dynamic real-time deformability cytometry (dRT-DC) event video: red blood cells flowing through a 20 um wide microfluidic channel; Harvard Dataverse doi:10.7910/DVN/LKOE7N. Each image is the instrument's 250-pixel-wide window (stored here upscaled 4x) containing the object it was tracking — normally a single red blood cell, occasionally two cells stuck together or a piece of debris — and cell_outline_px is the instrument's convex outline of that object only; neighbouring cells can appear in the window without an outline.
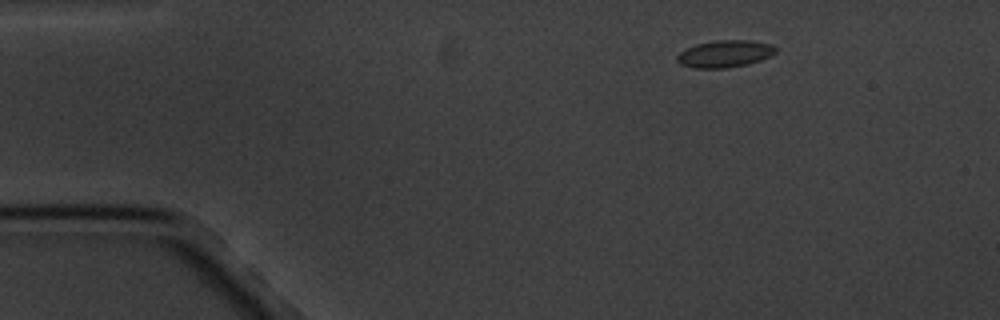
{"species": "common noctule bat (a hibernating species)", "species_latin": "Nyctalus noctula", "temperature_condition": "cold", "stored_images_in_passage": 3, "camera_frame_rate_fps": 3000, "um_per_image_px": 0.085, "animal": {"sex": "male", "body_mass_g": 20.1, "forearm_length_mm": 53.5}, "frame": {"image": 1, "passage_image": 1, "time_ms": 0.0, "image_size_px": [1000, 320], "cell_outline_px": [[776, 52], [760, 60], [748, 64], [724, 68], [696, 68], [680, 64], [676, 60], [676, 56], [680, 52], [696, 44], [716, 40], [752, 40], [772, 44], [776, 48]], "centroid_in_image_um": [61.61, 4.56], "position_along_channel_um": 23.4, "area_um2": 15.49}}